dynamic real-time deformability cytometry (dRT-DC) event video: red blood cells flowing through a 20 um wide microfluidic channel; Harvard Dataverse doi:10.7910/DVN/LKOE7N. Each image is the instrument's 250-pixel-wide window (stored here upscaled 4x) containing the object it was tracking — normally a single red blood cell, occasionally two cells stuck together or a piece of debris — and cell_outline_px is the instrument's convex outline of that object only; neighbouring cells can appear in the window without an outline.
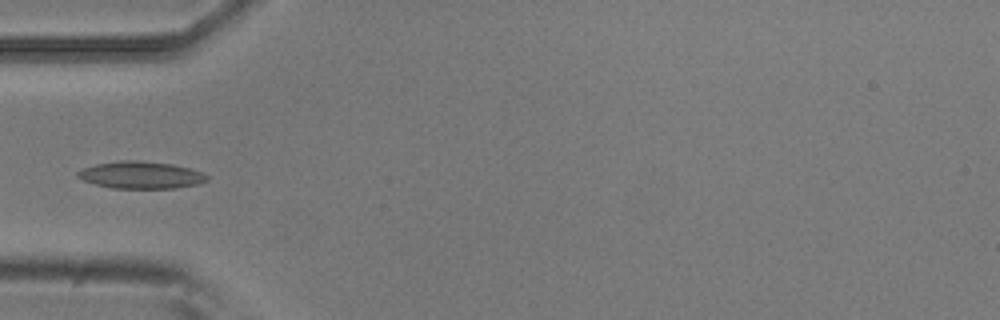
{"species": "common noctule bat (a hibernating species)", "species_latin": "Nyctalus noctula", "temperature_condition": "room temperature", "stored_images_in_passage": 6, "camera_frame_rate_fps": 3000, "um_per_image_px": 0.085, "animal": {"sex": "male", "body_mass_g": 20.5, "forearm_length_mm": 52.5}, "frame": {"image": 1, "passage_image": 5, "time_ms": 1.333, "image_size_px": [1000, 320], "cell_outline_px": [[208, 180], [196, 184], [176, 188], [112, 188], [96, 184], [84, 180], [76, 176], [76, 172], [84, 168], [96, 164], [120, 160], [136, 160], [172, 164], [188, 168], [200, 172], [208, 176]], "centroid_in_image_um": [11.95, 14.87], "position_along_channel_um": 73.0, "area_um2": 20.23}}
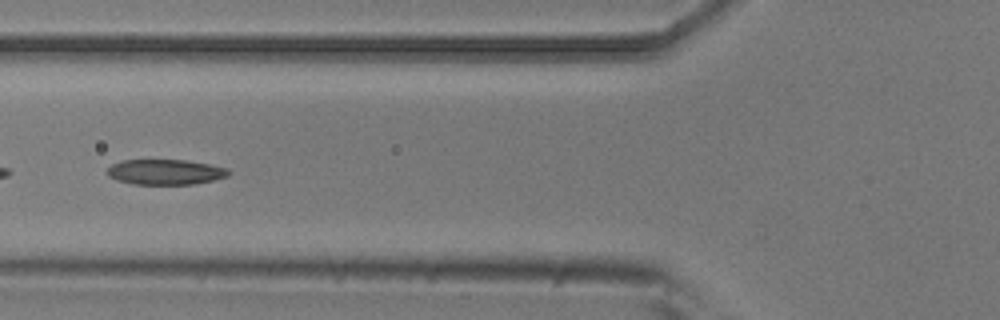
{"frame": {"image": 2, "passage_image": 6, "time_ms": 1.667, "image_size_px": [1000, 320], "cell_outline_px": [[232, 172], [228, 176], [196, 184], [132, 184], [116, 180], [108, 176], [104, 172], [112, 164], [124, 160], [184, 160], [208, 164], [228, 168]], "centroid_in_image_um": [14.04, 14.62], "position_along_channel_um": 111.8, "area_um2": 17.98}}